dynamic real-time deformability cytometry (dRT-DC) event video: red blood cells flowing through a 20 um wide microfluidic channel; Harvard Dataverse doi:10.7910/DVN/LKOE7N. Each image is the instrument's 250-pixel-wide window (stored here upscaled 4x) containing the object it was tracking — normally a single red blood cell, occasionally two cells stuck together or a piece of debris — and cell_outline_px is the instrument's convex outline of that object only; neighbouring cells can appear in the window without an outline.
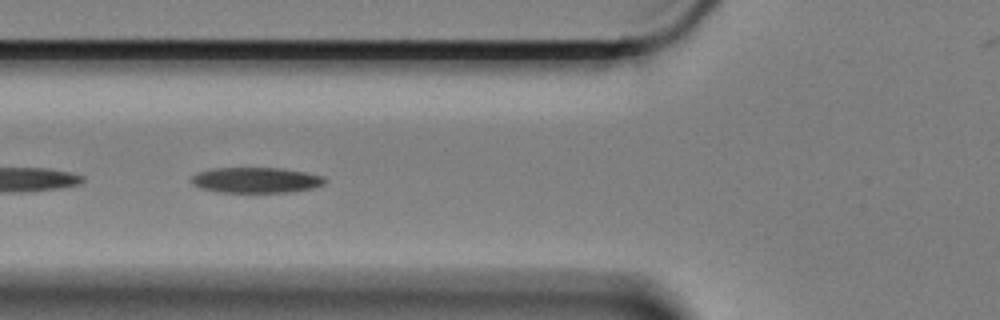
{"species": "Egyptian fruit bat (a non-hibernating species)", "species_latin": "Rousettus aegyptiacus", "temperature_condition": "cold", "stored_images_in_passage": 8, "camera_frame_rate_fps": 3000, "um_per_image_px": 0.085, "animal": {"sex": "female"}, "frame": {"image": 1, "passage_image": 5, "time_ms": 1.333, "image_size_px": [1000, 320], "cell_outline_px": [[328, 180], [324, 184], [312, 188], [288, 192], [220, 192], [200, 188], [192, 184], [192, 176], [200, 172], [216, 168], [280, 168], [304, 172], [324, 176]], "centroid_in_image_um": [21.79, 15.31], "position_along_channel_um": 104.0, "area_um2": 19.71}}